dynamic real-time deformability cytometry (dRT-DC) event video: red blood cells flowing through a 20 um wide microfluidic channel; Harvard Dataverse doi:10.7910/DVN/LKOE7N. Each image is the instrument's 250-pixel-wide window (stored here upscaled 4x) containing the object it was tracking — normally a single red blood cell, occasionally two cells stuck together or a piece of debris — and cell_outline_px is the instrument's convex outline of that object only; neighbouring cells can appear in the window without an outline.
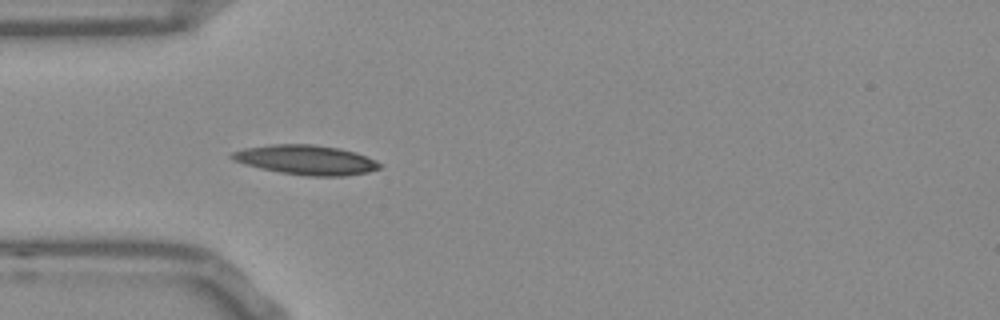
{"species": "Egyptian fruit bat (a non-hibernating species)", "species_latin": "Rousettus aegyptiacus", "temperature_condition": "room temperature", "stored_images_in_passage": 39, "camera_frame_rate_fps": 3000, "um_per_image_px": 0.085, "frame": {"image": 1, "passage_image": 1, "time_ms": 0.0, "image_size_px": [1000, 320], "cell_outline_px": [[384, 164], [380, 168], [368, 172], [344, 176], [304, 176], [280, 172], [260, 168], [244, 164], [232, 160], [228, 156], [232, 152], [244, 148], [268, 144], [316, 144], [340, 148], [356, 152], [376, 160]], "centroid_in_image_um": [26.02, 13.58], "position_along_channel_um": 59.0, "area_um2": 25.84}}
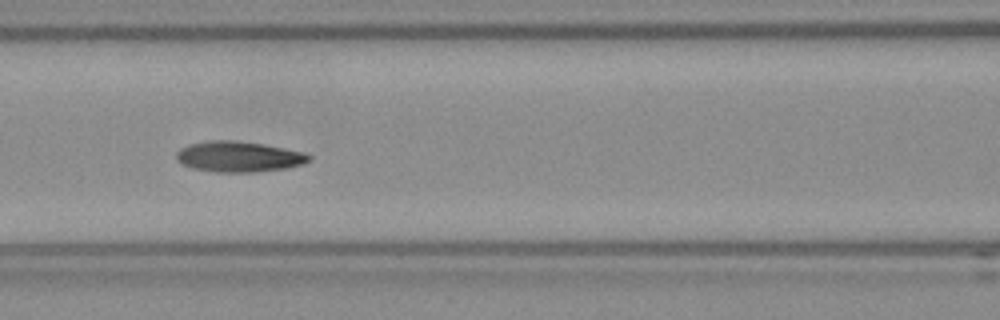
{"frame": {"image": 2, "passage_image": 8, "time_ms": 2.333, "image_size_px": [1000, 320], "cell_outline_px": [[312, 160], [304, 164], [288, 168], [256, 172], [216, 172], [192, 168], [180, 164], [176, 160], [176, 152], [180, 148], [188, 144], [208, 140], [236, 140], [264, 144], [304, 152], [312, 156]], "centroid_in_image_um": [20.29, 13.31], "position_along_channel_um": 146.3, "area_um2": 24.1}}
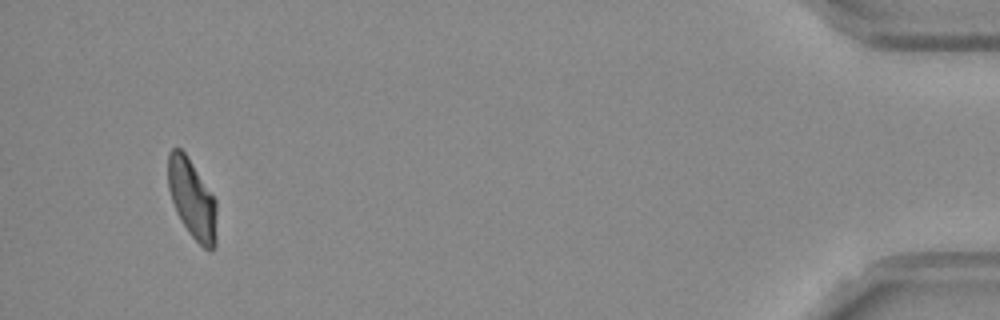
{"frame": {"image": 3, "passage_image": 36, "time_ms": 11.667, "image_size_px": [1000, 320], "cell_outline_px": [[216, 244], [212, 252], [204, 248], [188, 232], [176, 212], [168, 188], [168, 152], [172, 148], [180, 148], [184, 152], [216, 200]], "centroid_in_image_um": [16.33, 16.94], "position_along_channel_um": 418.9, "area_um2": 22.25}, "authors_computed_cell_mechanics": {"area_um2": 23.1778, "velocity_mm_per_s": 3.7827, "shape_relaxation_time_tau1_ms": null, "shape_relaxation_time_tau2_ms": 6.1756, "deformation_change_tau1": null, "deformation_change_tau2": 0.1261}}